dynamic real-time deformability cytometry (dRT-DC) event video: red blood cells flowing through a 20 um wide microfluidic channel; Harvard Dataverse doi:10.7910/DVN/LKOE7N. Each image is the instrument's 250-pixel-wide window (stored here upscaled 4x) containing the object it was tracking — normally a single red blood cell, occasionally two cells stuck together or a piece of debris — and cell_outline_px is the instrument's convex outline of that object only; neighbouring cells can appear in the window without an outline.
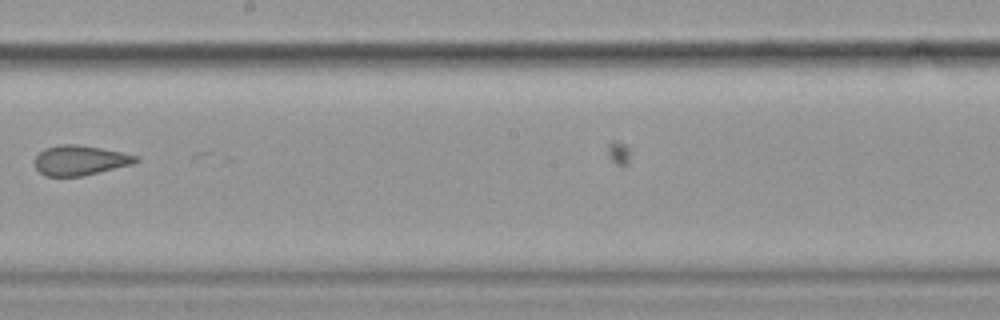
{"species": "common noctule bat (a hibernating species)", "species_latin": "Nyctalus noctula", "temperature_condition": "cold", "stored_images_in_passage": 7, "camera_frame_rate_fps": 3000, "um_per_image_px": 0.085, "animal": {"sex": "female", "body_mass_g": 19.9}, "frame": {"image": 1, "passage_image": 6, "time_ms": 1.667, "image_size_px": [1000, 320], "cell_outline_px": [[140, 160], [132, 164], [84, 176], [44, 176], [36, 168], [32, 160], [44, 148], [60, 144], [80, 144], [140, 156]], "centroid_in_image_um": [6.78, 13.62], "position_along_channel_um": 241.4, "area_um2": 17.8}}